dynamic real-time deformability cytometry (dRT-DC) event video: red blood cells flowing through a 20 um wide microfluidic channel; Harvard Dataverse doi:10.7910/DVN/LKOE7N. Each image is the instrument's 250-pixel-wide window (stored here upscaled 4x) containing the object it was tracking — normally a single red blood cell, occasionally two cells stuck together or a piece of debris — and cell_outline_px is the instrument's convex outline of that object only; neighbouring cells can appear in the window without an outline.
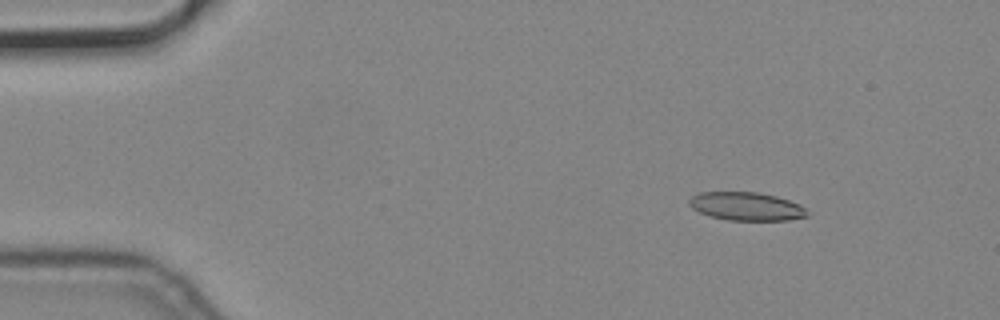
{"species": "common noctule bat (a hibernating species)", "species_latin": "Nyctalus noctula", "temperature_condition": "cold", "stored_images_in_passage": 6, "camera_frame_rate_fps": 3000, "um_per_image_px": 0.085, "animal": {"sex": "male", "body_mass_g": 19.2, "forearm_length_mm": 51.8}, "frame": {"image": 1, "passage_image": 3, "time_ms": 0.667, "image_size_px": [1000, 320], "cell_outline_px": [[808, 216], [788, 220], [728, 220], [708, 216], [692, 208], [688, 204], [688, 200], [692, 196], [700, 192], [756, 192], [776, 196], [800, 204], [808, 212]], "centroid_in_image_um": [63.42, 17.54], "position_along_channel_um": 21.6, "area_um2": 19.48}}
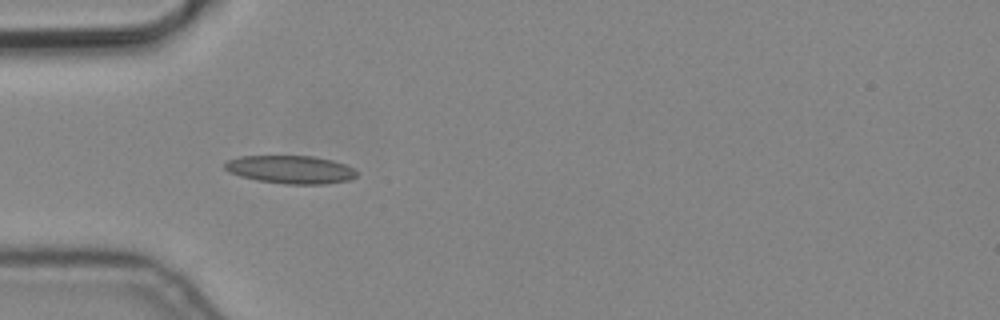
{"frame": {"image": 2, "passage_image": 5, "time_ms": 1.333, "image_size_px": [1000, 320], "cell_outline_px": [[356, 176], [348, 180], [324, 184], [284, 184], [256, 180], [240, 176], [228, 172], [224, 168], [224, 164], [228, 160], [240, 156], [312, 156], [332, 160], [344, 164], [352, 168], [356, 172]], "centroid_in_image_um": [24.66, 14.41], "position_along_channel_um": 60.3, "area_um2": 21.5}}
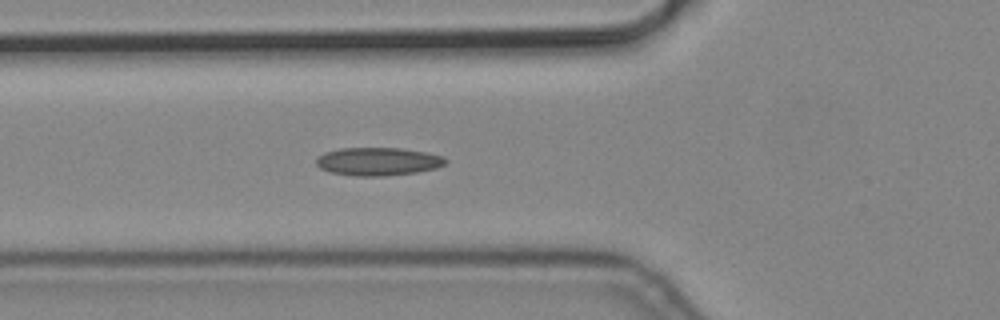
{"frame": {"image": 3, "passage_image": 6, "time_ms": 1.667, "image_size_px": [1000, 320], "cell_outline_px": [[448, 160], [444, 164], [436, 168], [416, 172], [384, 176], [356, 176], [332, 172], [320, 168], [316, 164], [316, 160], [324, 152], [340, 148], [400, 148], [424, 152], [444, 156]], "centroid_in_image_um": [32.14, 13.72], "position_along_channel_um": 93.7, "area_um2": 21.04}}